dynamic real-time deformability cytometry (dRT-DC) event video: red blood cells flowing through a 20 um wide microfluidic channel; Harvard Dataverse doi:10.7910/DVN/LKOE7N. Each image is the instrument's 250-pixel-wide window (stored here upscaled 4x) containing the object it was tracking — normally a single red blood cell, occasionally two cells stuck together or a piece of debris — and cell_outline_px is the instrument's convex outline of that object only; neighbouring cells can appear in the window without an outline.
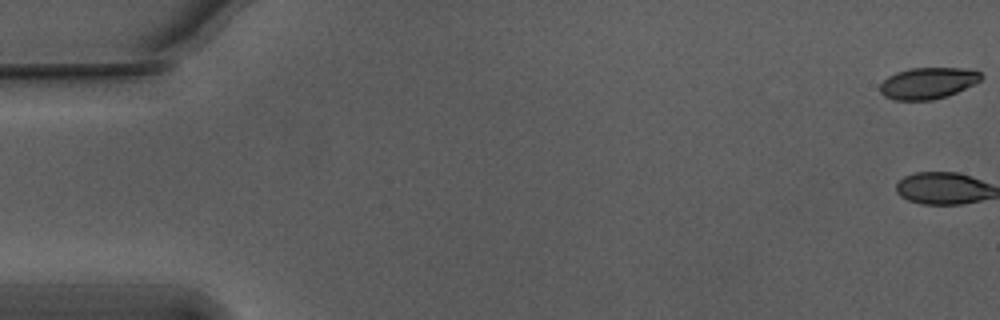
{"species": "Egyptian fruit bat (a non-hibernating species)", "species_latin": "Rousettus aegyptiacus", "temperature_condition": "warm", "stored_images_in_passage": 53, "camera_frame_rate_fps": 3000, "um_per_image_px": 0.085, "animal": {"sex": "male"}, "frame": {"image": 1, "passage_image": 1, "time_ms": 0.0, "image_size_px": [1000, 320], "cell_outline_px": [[984, 76], [976, 84], [948, 96], [932, 100], [896, 100], [884, 96], [880, 92], [880, 84], [888, 76], [896, 72], [912, 68], [964, 68], [980, 72]], "centroid_in_image_um": [78.89, 7.07], "position_along_channel_um": 6.1, "area_um2": 18.61}}